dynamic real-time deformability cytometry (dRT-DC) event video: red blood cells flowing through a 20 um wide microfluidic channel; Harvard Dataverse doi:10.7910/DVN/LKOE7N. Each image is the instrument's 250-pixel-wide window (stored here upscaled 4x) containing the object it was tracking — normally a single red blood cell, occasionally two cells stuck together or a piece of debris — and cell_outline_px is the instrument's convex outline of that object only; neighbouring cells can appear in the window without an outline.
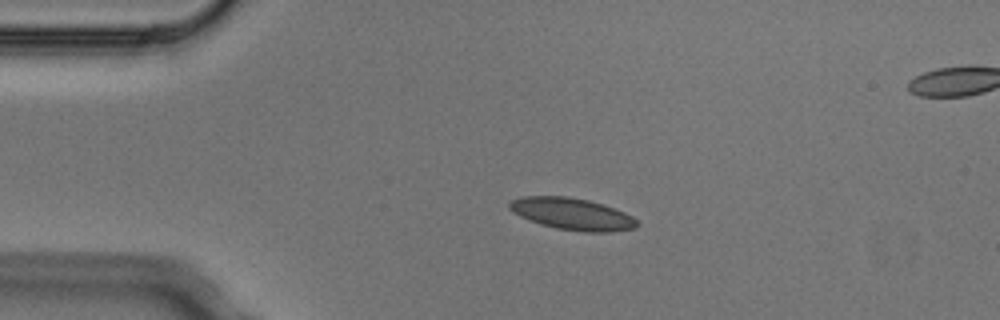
{"species": "Egyptian fruit bat (a non-hibernating species)", "species_latin": "Rousettus aegyptiacus", "temperature_condition": "cold", "stored_images_in_passage": 5, "camera_frame_rate_fps": 3000, "um_per_image_px": 0.085, "animal": {"sex": "male"}, "frame": {"image": 1, "passage_image": 3, "time_ms": 0.667, "image_size_px": [1000, 320], "cell_outline_px": [[640, 224], [636, 228], [612, 232], [584, 232], [556, 228], [540, 224], [520, 216], [508, 208], [508, 204], [512, 200], [520, 196], [568, 196], [588, 200], [604, 204], [624, 212], [632, 216]], "centroid_in_image_um": [48.65, 18.18], "position_along_channel_um": 36.3, "area_um2": 23.81}}